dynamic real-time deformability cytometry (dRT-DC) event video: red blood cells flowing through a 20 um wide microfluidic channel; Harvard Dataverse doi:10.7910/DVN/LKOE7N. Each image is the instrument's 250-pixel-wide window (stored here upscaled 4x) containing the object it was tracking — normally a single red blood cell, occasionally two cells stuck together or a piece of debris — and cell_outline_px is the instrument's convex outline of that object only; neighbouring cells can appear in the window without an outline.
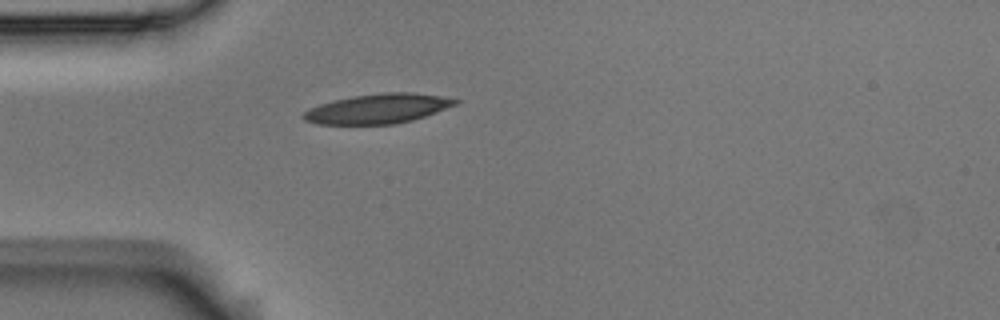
{"species": "Egyptian fruit bat (a non-hibernating species)", "species_latin": "Rousettus aegyptiacus", "temperature_condition": "room temperature", "stored_images_in_passage": 4, "camera_frame_rate_fps": 3000, "um_per_image_px": 0.085, "animal": {"sex": "male"}, "frame": {"image": 1, "passage_image": 4, "time_ms": 1.0, "image_size_px": [1000, 320], "cell_outline_px": [[460, 104], [412, 120], [392, 124], [320, 124], [304, 120], [300, 116], [308, 108], [320, 104], [352, 96], [384, 92], [412, 92], [440, 96], [460, 100]], "centroid_in_image_um": [32.13, 9.23], "position_along_channel_um": 52.9, "area_um2": 26.18}}